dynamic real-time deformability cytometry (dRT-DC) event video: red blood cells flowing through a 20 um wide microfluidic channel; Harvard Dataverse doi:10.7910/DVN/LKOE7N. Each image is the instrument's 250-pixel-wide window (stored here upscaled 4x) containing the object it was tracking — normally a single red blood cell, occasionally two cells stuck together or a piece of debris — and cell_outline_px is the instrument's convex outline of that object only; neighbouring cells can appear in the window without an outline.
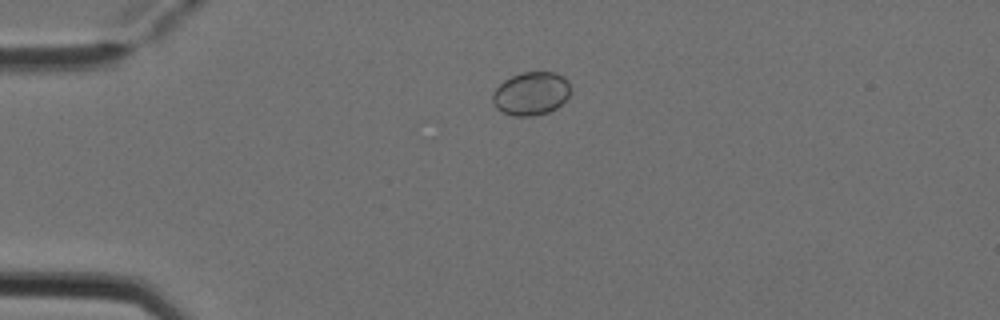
{"species": "Egyptian fruit bat (a non-hibernating species)", "species_latin": "Rousettus aegyptiacus", "temperature_condition": "cold", "stored_images_in_passage": 4, "camera_frame_rate_fps": 3000, "um_per_image_px": 0.085, "animal": {"sex": "female"}, "frame": {"image": 1, "passage_image": 3, "time_ms": 0.667, "image_size_px": [1000, 320], "cell_outline_px": [[568, 96], [556, 108], [548, 112], [532, 116], [512, 116], [496, 108], [492, 100], [492, 92], [504, 80], [520, 72], [556, 72], [564, 76], [568, 80]], "centroid_in_image_um": [45.11, 7.94], "position_along_channel_um": 39.9, "area_um2": 19.59}}